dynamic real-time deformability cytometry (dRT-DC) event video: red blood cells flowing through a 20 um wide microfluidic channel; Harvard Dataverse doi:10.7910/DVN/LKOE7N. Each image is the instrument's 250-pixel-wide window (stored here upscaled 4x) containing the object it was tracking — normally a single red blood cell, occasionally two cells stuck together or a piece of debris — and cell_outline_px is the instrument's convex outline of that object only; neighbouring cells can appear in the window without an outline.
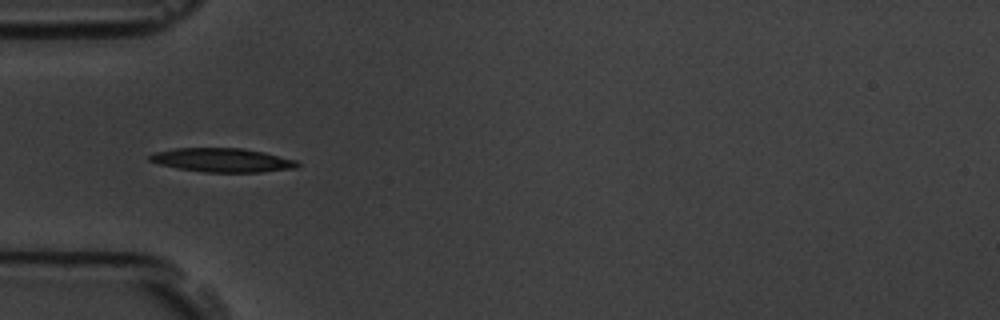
{"species": "common noctule bat (a hibernating species)", "species_latin": "Nyctalus noctula", "temperature_condition": "room temperature", "stored_images_in_passage": 7, "camera_frame_rate_fps": 3000, "um_per_image_px": 0.085, "animal": {"sex": "male", "body_mass_g": 19.5, "forearm_length_mm": 54.6}, "frame": {"image": 1, "passage_image": 5, "time_ms": 4.667, "image_size_px": [1000, 320], "cell_outline_px": [[300, 164], [296, 168], [260, 172], [204, 172], [176, 168], [160, 164], [148, 160], [148, 156], [156, 152], [176, 148], [240, 148], [264, 152], [296, 160]], "centroid_in_image_um": [18.9, 13.61], "position_along_channel_um": 66.1, "area_um2": 20.46}}
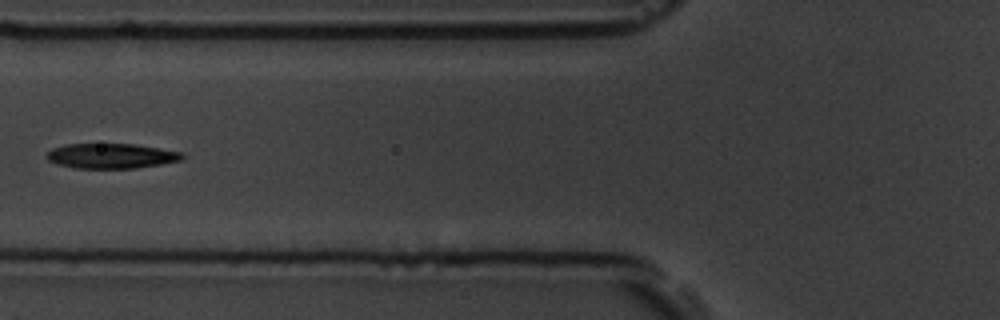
{"frame": {"image": 2, "passage_image": 6, "time_ms": 6.0, "image_size_px": [1000, 320], "cell_outline_px": [[184, 156], [180, 160], [160, 164], [136, 168], [72, 168], [56, 164], [48, 160], [48, 152], [52, 148], [64, 144], [136, 144], [184, 152]], "centroid_in_image_um": [9.45, 13.25], "position_along_channel_um": 116.3, "area_um2": 19.77}}
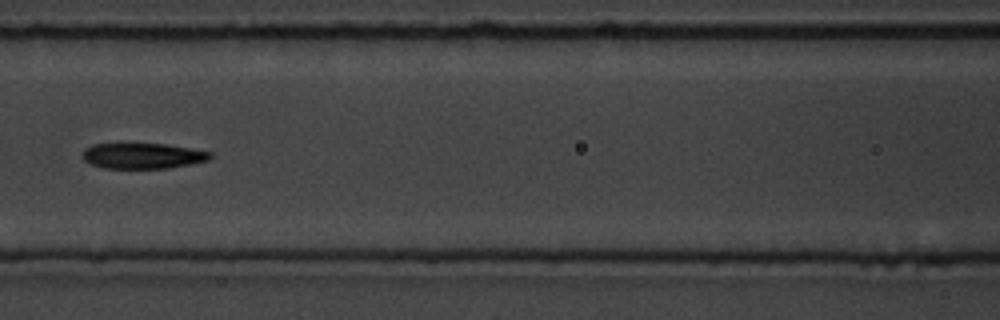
{"frame": {"image": 3, "passage_image": 7, "time_ms": 7.0, "image_size_px": [1000, 320], "cell_outline_px": [[212, 156], [208, 160], [168, 168], [104, 168], [92, 164], [84, 160], [80, 156], [84, 148], [92, 144], [116, 140], [124, 140], [168, 144], [212, 152]], "centroid_in_image_um": [12.01, 13.17], "position_along_channel_um": 154.6, "area_um2": 20.23}}